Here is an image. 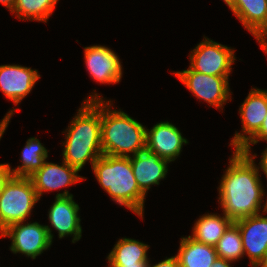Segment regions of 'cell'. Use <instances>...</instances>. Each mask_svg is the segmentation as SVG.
Here are the masks:
<instances>
[{
	"instance_id": "cell-1",
	"label": "cell",
	"mask_w": 267,
	"mask_h": 267,
	"mask_svg": "<svg viewBox=\"0 0 267 267\" xmlns=\"http://www.w3.org/2000/svg\"><path fill=\"white\" fill-rule=\"evenodd\" d=\"M232 156L218 188L223 213L235 222L260 213L265 190L253 159L257 155L235 150Z\"/></svg>"
},
{
	"instance_id": "cell-2",
	"label": "cell",
	"mask_w": 267,
	"mask_h": 267,
	"mask_svg": "<svg viewBox=\"0 0 267 267\" xmlns=\"http://www.w3.org/2000/svg\"><path fill=\"white\" fill-rule=\"evenodd\" d=\"M68 129V130H67ZM65 131L63 160L78 171L90 160L103 155L101 148V100L83 101L77 115Z\"/></svg>"
},
{
	"instance_id": "cell-3",
	"label": "cell",
	"mask_w": 267,
	"mask_h": 267,
	"mask_svg": "<svg viewBox=\"0 0 267 267\" xmlns=\"http://www.w3.org/2000/svg\"><path fill=\"white\" fill-rule=\"evenodd\" d=\"M101 100V148L103 154L130 157L146 149V127L123 111L110 109L97 93L85 101Z\"/></svg>"
},
{
	"instance_id": "cell-4",
	"label": "cell",
	"mask_w": 267,
	"mask_h": 267,
	"mask_svg": "<svg viewBox=\"0 0 267 267\" xmlns=\"http://www.w3.org/2000/svg\"><path fill=\"white\" fill-rule=\"evenodd\" d=\"M92 169L102 188L119 205L143 218L146 195L139 189L129 157L101 155Z\"/></svg>"
},
{
	"instance_id": "cell-5",
	"label": "cell",
	"mask_w": 267,
	"mask_h": 267,
	"mask_svg": "<svg viewBox=\"0 0 267 267\" xmlns=\"http://www.w3.org/2000/svg\"><path fill=\"white\" fill-rule=\"evenodd\" d=\"M37 201L31 179L12 175L0 194V233L11 224L24 222Z\"/></svg>"
},
{
	"instance_id": "cell-6",
	"label": "cell",
	"mask_w": 267,
	"mask_h": 267,
	"mask_svg": "<svg viewBox=\"0 0 267 267\" xmlns=\"http://www.w3.org/2000/svg\"><path fill=\"white\" fill-rule=\"evenodd\" d=\"M23 223L9 225L0 236L10 237L12 240L10 250L14 254L22 253V255L35 259L51 246L53 240L51 228L38 222L25 225Z\"/></svg>"
},
{
	"instance_id": "cell-7",
	"label": "cell",
	"mask_w": 267,
	"mask_h": 267,
	"mask_svg": "<svg viewBox=\"0 0 267 267\" xmlns=\"http://www.w3.org/2000/svg\"><path fill=\"white\" fill-rule=\"evenodd\" d=\"M190 68L194 71L229 77L231 65L236 60L231 47L214 42L207 37L197 44L190 54Z\"/></svg>"
},
{
	"instance_id": "cell-8",
	"label": "cell",
	"mask_w": 267,
	"mask_h": 267,
	"mask_svg": "<svg viewBox=\"0 0 267 267\" xmlns=\"http://www.w3.org/2000/svg\"><path fill=\"white\" fill-rule=\"evenodd\" d=\"M178 79L198 99H202L209 105L221 109L225 102L231 97L228 77L214 76L192 70L177 71Z\"/></svg>"
},
{
	"instance_id": "cell-9",
	"label": "cell",
	"mask_w": 267,
	"mask_h": 267,
	"mask_svg": "<svg viewBox=\"0 0 267 267\" xmlns=\"http://www.w3.org/2000/svg\"><path fill=\"white\" fill-rule=\"evenodd\" d=\"M242 133L236 134L230 145L240 150L260 129L267 114V90L253 88L239 108ZM245 134H248L245 135Z\"/></svg>"
},
{
	"instance_id": "cell-10",
	"label": "cell",
	"mask_w": 267,
	"mask_h": 267,
	"mask_svg": "<svg viewBox=\"0 0 267 267\" xmlns=\"http://www.w3.org/2000/svg\"><path fill=\"white\" fill-rule=\"evenodd\" d=\"M79 205L73 200V195L67 190L56 195L55 202L50 207L48 218L51 226L58 231L59 238L73 235L72 243L80 240L82 227L78 215Z\"/></svg>"
},
{
	"instance_id": "cell-11",
	"label": "cell",
	"mask_w": 267,
	"mask_h": 267,
	"mask_svg": "<svg viewBox=\"0 0 267 267\" xmlns=\"http://www.w3.org/2000/svg\"><path fill=\"white\" fill-rule=\"evenodd\" d=\"M240 230L242 246L252 267L262 261L267 253V216L256 214L234 222Z\"/></svg>"
},
{
	"instance_id": "cell-12",
	"label": "cell",
	"mask_w": 267,
	"mask_h": 267,
	"mask_svg": "<svg viewBox=\"0 0 267 267\" xmlns=\"http://www.w3.org/2000/svg\"><path fill=\"white\" fill-rule=\"evenodd\" d=\"M85 63L91 77L100 83H119L122 77L121 62L110 48L93 45L84 48Z\"/></svg>"
},
{
	"instance_id": "cell-13",
	"label": "cell",
	"mask_w": 267,
	"mask_h": 267,
	"mask_svg": "<svg viewBox=\"0 0 267 267\" xmlns=\"http://www.w3.org/2000/svg\"><path fill=\"white\" fill-rule=\"evenodd\" d=\"M187 143L180 130L168 121L157 123L150 130L146 129V149L169 162L180 155L183 144Z\"/></svg>"
},
{
	"instance_id": "cell-14",
	"label": "cell",
	"mask_w": 267,
	"mask_h": 267,
	"mask_svg": "<svg viewBox=\"0 0 267 267\" xmlns=\"http://www.w3.org/2000/svg\"><path fill=\"white\" fill-rule=\"evenodd\" d=\"M40 78L37 70L21 65L0 66V90L15 105L27 96Z\"/></svg>"
},
{
	"instance_id": "cell-15",
	"label": "cell",
	"mask_w": 267,
	"mask_h": 267,
	"mask_svg": "<svg viewBox=\"0 0 267 267\" xmlns=\"http://www.w3.org/2000/svg\"><path fill=\"white\" fill-rule=\"evenodd\" d=\"M78 170L68 165L64 160L62 165L44 162L43 166L29 176L37 196L40 199L45 191H52L75 184L82 179Z\"/></svg>"
},
{
	"instance_id": "cell-16",
	"label": "cell",
	"mask_w": 267,
	"mask_h": 267,
	"mask_svg": "<svg viewBox=\"0 0 267 267\" xmlns=\"http://www.w3.org/2000/svg\"><path fill=\"white\" fill-rule=\"evenodd\" d=\"M129 158L137 185L145 195L151 185H159L160 180L166 177L167 163L170 162L156 153L144 149Z\"/></svg>"
},
{
	"instance_id": "cell-17",
	"label": "cell",
	"mask_w": 267,
	"mask_h": 267,
	"mask_svg": "<svg viewBox=\"0 0 267 267\" xmlns=\"http://www.w3.org/2000/svg\"><path fill=\"white\" fill-rule=\"evenodd\" d=\"M232 11L267 54V0H236Z\"/></svg>"
},
{
	"instance_id": "cell-18",
	"label": "cell",
	"mask_w": 267,
	"mask_h": 267,
	"mask_svg": "<svg viewBox=\"0 0 267 267\" xmlns=\"http://www.w3.org/2000/svg\"><path fill=\"white\" fill-rule=\"evenodd\" d=\"M176 257L180 267H211L218 255L215 246L198 242L189 235L181 238Z\"/></svg>"
},
{
	"instance_id": "cell-19",
	"label": "cell",
	"mask_w": 267,
	"mask_h": 267,
	"mask_svg": "<svg viewBox=\"0 0 267 267\" xmlns=\"http://www.w3.org/2000/svg\"><path fill=\"white\" fill-rule=\"evenodd\" d=\"M233 221L223 214H204L195 223L192 237L198 242L215 246Z\"/></svg>"
},
{
	"instance_id": "cell-20",
	"label": "cell",
	"mask_w": 267,
	"mask_h": 267,
	"mask_svg": "<svg viewBox=\"0 0 267 267\" xmlns=\"http://www.w3.org/2000/svg\"><path fill=\"white\" fill-rule=\"evenodd\" d=\"M108 255L109 264H136L149 262L147 251L149 245L131 238H121Z\"/></svg>"
},
{
	"instance_id": "cell-21",
	"label": "cell",
	"mask_w": 267,
	"mask_h": 267,
	"mask_svg": "<svg viewBox=\"0 0 267 267\" xmlns=\"http://www.w3.org/2000/svg\"><path fill=\"white\" fill-rule=\"evenodd\" d=\"M47 157V149L37 138L31 137L27 140L21 153L22 165L16 169H10L11 173L13 176L29 177L43 166Z\"/></svg>"
},
{
	"instance_id": "cell-22",
	"label": "cell",
	"mask_w": 267,
	"mask_h": 267,
	"mask_svg": "<svg viewBox=\"0 0 267 267\" xmlns=\"http://www.w3.org/2000/svg\"><path fill=\"white\" fill-rule=\"evenodd\" d=\"M59 0H16L12 13L22 20L48 21Z\"/></svg>"
},
{
	"instance_id": "cell-23",
	"label": "cell",
	"mask_w": 267,
	"mask_h": 267,
	"mask_svg": "<svg viewBox=\"0 0 267 267\" xmlns=\"http://www.w3.org/2000/svg\"><path fill=\"white\" fill-rule=\"evenodd\" d=\"M218 257L231 262L244 256L239 227L233 222L215 245Z\"/></svg>"
},
{
	"instance_id": "cell-24",
	"label": "cell",
	"mask_w": 267,
	"mask_h": 267,
	"mask_svg": "<svg viewBox=\"0 0 267 267\" xmlns=\"http://www.w3.org/2000/svg\"><path fill=\"white\" fill-rule=\"evenodd\" d=\"M16 109H11L6 114V116L2 119L0 122V139L2 138V135L4 134L7 125L10 121L11 116L13 115L14 111ZM11 167L9 164H0V194L2 193V190L4 189L5 184L7 181L11 178Z\"/></svg>"
},
{
	"instance_id": "cell-25",
	"label": "cell",
	"mask_w": 267,
	"mask_h": 267,
	"mask_svg": "<svg viewBox=\"0 0 267 267\" xmlns=\"http://www.w3.org/2000/svg\"><path fill=\"white\" fill-rule=\"evenodd\" d=\"M259 140L267 141V114L261 124L259 131L240 149V151H250V144H257Z\"/></svg>"
},
{
	"instance_id": "cell-26",
	"label": "cell",
	"mask_w": 267,
	"mask_h": 267,
	"mask_svg": "<svg viewBox=\"0 0 267 267\" xmlns=\"http://www.w3.org/2000/svg\"><path fill=\"white\" fill-rule=\"evenodd\" d=\"M149 267H180L178 258L176 256H172L170 258H166L165 260L151 266L149 264Z\"/></svg>"
},
{
	"instance_id": "cell-27",
	"label": "cell",
	"mask_w": 267,
	"mask_h": 267,
	"mask_svg": "<svg viewBox=\"0 0 267 267\" xmlns=\"http://www.w3.org/2000/svg\"><path fill=\"white\" fill-rule=\"evenodd\" d=\"M110 267H149V262H136V264H109Z\"/></svg>"
},
{
	"instance_id": "cell-28",
	"label": "cell",
	"mask_w": 267,
	"mask_h": 267,
	"mask_svg": "<svg viewBox=\"0 0 267 267\" xmlns=\"http://www.w3.org/2000/svg\"><path fill=\"white\" fill-rule=\"evenodd\" d=\"M259 165H260V167L258 166L257 168L258 169L261 168L267 177V148L262 153V158L259 162Z\"/></svg>"
},
{
	"instance_id": "cell-29",
	"label": "cell",
	"mask_w": 267,
	"mask_h": 267,
	"mask_svg": "<svg viewBox=\"0 0 267 267\" xmlns=\"http://www.w3.org/2000/svg\"><path fill=\"white\" fill-rule=\"evenodd\" d=\"M230 263L232 262L229 260H225L223 258L217 257V259L215 260V262L213 263L211 267H231Z\"/></svg>"
},
{
	"instance_id": "cell-30",
	"label": "cell",
	"mask_w": 267,
	"mask_h": 267,
	"mask_svg": "<svg viewBox=\"0 0 267 267\" xmlns=\"http://www.w3.org/2000/svg\"><path fill=\"white\" fill-rule=\"evenodd\" d=\"M16 0H0V3H2L6 8H8L9 11H13L14 5Z\"/></svg>"
},
{
	"instance_id": "cell-31",
	"label": "cell",
	"mask_w": 267,
	"mask_h": 267,
	"mask_svg": "<svg viewBox=\"0 0 267 267\" xmlns=\"http://www.w3.org/2000/svg\"><path fill=\"white\" fill-rule=\"evenodd\" d=\"M232 10L235 7L236 0H223Z\"/></svg>"
},
{
	"instance_id": "cell-32",
	"label": "cell",
	"mask_w": 267,
	"mask_h": 267,
	"mask_svg": "<svg viewBox=\"0 0 267 267\" xmlns=\"http://www.w3.org/2000/svg\"><path fill=\"white\" fill-rule=\"evenodd\" d=\"M267 267V253L265 254V257L262 259V261L257 265V267Z\"/></svg>"
},
{
	"instance_id": "cell-33",
	"label": "cell",
	"mask_w": 267,
	"mask_h": 267,
	"mask_svg": "<svg viewBox=\"0 0 267 267\" xmlns=\"http://www.w3.org/2000/svg\"><path fill=\"white\" fill-rule=\"evenodd\" d=\"M264 208V210H263V213H267V200H266V204L263 206Z\"/></svg>"
}]
</instances>
